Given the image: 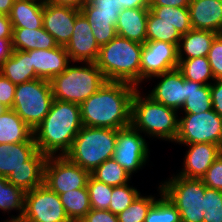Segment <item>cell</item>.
<instances>
[{
  "label": "cell",
  "instance_id": "cell-12",
  "mask_svg": "<svg viewBox=\"0 0 222 222\" xmlns=\"http://www.w3.org/2000/svg\"><path fill=\"white\" fill-rule=\"evenodd\" d=\"M132 125L117 129L116 148L113 158L133 177L149 162V143L145 136Z\"/></svg>",
  "mask_w": 222,
  "mask_h": 222
},
{
  "label": "cell",
  "instance_id": "cell-3",
  "mask_svg": "<svg viewBox=\"0 0 222 222\" xmlns=\"http://www.w3.org/2000/svg\"><path fill=\"white\" fill-rule=\"evenodd\" d=\"M140 89H136L132 98L131 125L146 138L175 142L179 112L142 94Z\"/></svg>",
  "mask_w": 222,
  "mask_h": 222
},
{
  "label": "cell",
  "instance_id": "cell-31",
  "mask_svg": "<svg viewBox=\"0 0 222 222\" xmlns=\"http://www.w3.org/2000/svg\"><path fill=\"white\" fill-rule=\"evenodd\" d=\"M59 197L71 222H80L91 210L87 187L69 190Z\"/></svg>",
  "mask_w": 222,
  "mask_h": 222
},
{
  "label": "cell",
  "instance_id": "cell-6",
  "mask_svg": "<svg viewBox=\"0 0 222 222\" xmlns=\"http://www.w3.org/2000/svg\"><path fill=\"white\" fill-rule=\"evenodd\" d=\"M116 139L117 129L83 126L65 156L92 172L104 161L113 158Z\"/></svg>",
  "mask_w": 222,
  "mask_h": 222
},
{
  "label": "cell",
  "instance_id": "cell-19",
  "mask_svg": "<svg viewBox=\"0 0 222 222\" xmlns=\"http://www.w3.org/2000/svg\"><path fill=\"white\" fill-rule=\"evenodd\" d=\"M31 58V67L39 79L50 81L61 74L71 64L65 46L58 45L53 49L27 51Z\"/></svg>",
  "mask_w": 222,
  "mask_h": 222
},
{
  "label": "cell",
  "instance_id": "cell-24",
  "mask_svg": "<svg viewBox=\"0 0 222 222\" xmlns=\"http://www.w3.org/2000/svg\"><path fill=\"white\" fill-rule=\"evenodd\" d=\"M218 35L216 32L191 29L180 38L178 59L186 60L197 57H207L211 45Z\"/></svg>",
  "mask_w": 222,
  "mask_h": 222
},
{
  "label": "cell",
  "instance_id": "cell-47",
  "mask_svg": "<svg viewBox=\"0 0 222 222\" xmlns=\"http://www.w3.org/2000/svg\"><path fill=\"white\" fill-rule=\"evenodd\" d=\"M191 0H149V6L188 7Z\"/></svg>",
  "mask_w": 222,
  "mask_h": 222
},
{
  "label": "cell",
  "instance_id": "cell-23",
  "mask_svg": "<svg viewBox=\"0 0 222 222\" xmlns=\"http://www.w3.org/2000/svg\"><path fill=\"white\" fill-rule=\"evenodd\" d=\"M37 150L35 142L0 144V177L7 178L13 170L28 167V159Z\"/></svg>",
  "mask_w": 222,
  "mask_h": 222
},
{
  "label": "cell",
  "instance_id": "cell-17",
  "mask_svg": "<svg viewBox=\"0 0 222 222\" xmlns=\"http://www.w3.org/2000/svg\"><path fill=\"white\" fill-rule=\"evenodd\" d=\"M79 13V9L44 2L43 28L54 37L58 45L66 46Z\"/></svg>",
  "mask_w": 222,
  "mask_h": 222
},
{
  "label": "cell",
  "instance_id": "cell-32",
  "mask_svg": "<svg viewBox=\"0 0 222 222\" xmlns=\"http://www.w3.org/2000/svg\"><path fill=\"white\" fill-rule=\"evenodd\" d=\"M177 69L185 79L203 85H211L215 81L207 57L179 60Z\"/></svg>",
  "mask_w": 222,
  "mask_h": 222
},
{
  "label": "cell",
  "instance_id": "cell-21",
  "mask_svg": "<svg viewBox=\"0 0 222 222\" xmlns=\"http://www.w3.org/2000/svg\"><path fill=\"white\" fill-rule=\"evenodd\" d=\"M149 7L122 9L116 22L118 36L144 44Z\"/></svg>",
  "mask_w": 222,
  "mask_h": 222
},
{
  "label": "cell",
  "instance_id": "cell-27",
  "mask_svg": "<svg viewBox=\"0 0 222 222\" xmlns=\"http://www.w3.org/2000/svg\"><path fill=\"white\" fill-rule=\"evenodd\" d=\"M35 142L33 130L17 115L13 109L0 115V144Z\"/></svg>",
  "mask_w": 222,
  "mask_h": 222
},
{
  "label": "cell",
  "instance_id": "cell-48",
  "mask_svg": "<svg viewBox=\"0 0 222 222\" xmlns=\"http://www.w3.org/2000/svg\"><path fill=\"white\" fill-rule=\"evenodd\" d=\"M13 28L9 16L0 14V39L12 38Z\"/></svg>",
  "mask_w": 222,
  "mask_h": 222
},
{
  "label": "cell",
  "instance_id": "cell-42",
  "mask_svg": "<svg viewBox=\"0 0 222 222\" xmlns=\"http://www.w3.org/2000/svg\"><path fill=\"white\" fill-rule=\"evenodd\" d=\"M201 179L208 188L222 191V153Z\"/></svg>",
  "mask_w": 222,
  "mask_h": 222
},
{
  "label": "cell",
  "instance_id": "cell-30",
  "mask_svg": "<svg viewBox=\"0 0 222 222\" xmlns=\"http://www.w3.org/2000/svg\"><path fill=\"white\" fill-rule=\"evenodd\" d=\"M211 109H213V104L210 85L186 79V101L179 111V115L182 113L200 114Z\"/></svg>",
  "mask_w": 222,
  "mask_h": 222
},
{
  "label": "cell",
  "instance_id": "cell-39",
  "mask_svg": "<svg viewBox=\"0 0 222 222\" xmlns=\"http://www.w3.org/2000/svg\"><path fill=\"white\" fill-rule=\"evenodd\" d=\"M91 209L108 210L111 201L112 186L94 179L91 175L87 181Z\"/></svg>",
  "mask_w": 222,
  "mask_h": 222
},
{
  "label": "cell",
  "instance_id": "cell-29",
  "mask_svg": "<svg viewBox=\"0 0 222 222\" xmlns=\"http://www.w3.org/2000/svg\"><path fill=\"white\" fill-rule=\"evenodd\" d=\"M25 193L23 189L8 182L7 178L0 177V210L8 215L12 211L18 212V215H11L10 219L3 220V222H19L21 220L24 212Z\"/></svg>",
  "mask_w": 222,
  "mask_h": 222
},
{
  "label": "cell",
  "instance_id": "cell-53",
  "mask_svg": "<svg viewBox=\"0 0 222 222\" xmlns=\"http://www.w3.org/2000/svg\"><path fill=\"white\" fill-rule=\"evenodd\" d=\"M7 110H9V108H7L5 105L0 103V115H2L5 112H7Z\"/></svg>",
  "mask_w": 222,
  "mask_h": 222
},
{
  "label": "cell",
  "instance_id": "cell-40",
  "mask_svg": "<svg viewBox=\"0 0 222 222\" xmlns=\"http://www.w3.org/2000/svg\"><path fill=\"white\" fill-rule=\"evenodd\" d=\"M203 211V222H222V191L205 188Z\"/></svg>",
  "mask_w": 222,
  "mask_h": 222
},
{
  "label": "cell",
  "instance_id": "cell-34",
  "mask_svg": "<svg viewBox=\"0 0 222 222\" xmlns=\"http://www.w3.org/2000/svg\"><path fill=\"white\" fill-rule=\"evenodd\" d=\"M90 175L107 185L120 186L131 183L132 176L114 159L110 158L96 167Z\"/></svg>",
  "mask_w": 222,
  "mask_h": 222
},
{
  "label": "cell",
  "instance_id": "cell-14",
  "mask_svg": "<svg viewBox=\"0 0 222 222\" xmlns=\"http://www.w3.org/2000/svg\"><path fill=\"white\" fill-rule=\"evenodd\" d=\"M158 81L152 90L146 93L154 101L166 107L173 108L178 112L186 101V79L178 69H174L154 76L148 81Z\"/></svg>",
  "mask_w": 222,
  "mask_h": 222
},
{
  "label": "cell",
  "instance_id": "cell-11",
  "mask_svg": "<svg viewBox=\"0 0 222 222\" xmlns=\"http://www.w3.org/2000/svg\"><path fill=\"white\" fill-rule=\"evenodd\" d=\"M89 176L88 170L72 162L65 155L49 156L44 166L43 184L59 195L86 187Z\"/></svg>",
  "mask_w": 222,
  "mask_h": 222
},
{
  "label": "cell",
  "instance_id": "cell-18",
  "mask_svg": "<svg viewBox=\"0 0 222 222\" xmlns=\"http://www.w3.org/2000/svg\"><path fill=\"white\" fill-rule=\"evenodd\" d=\"M187 146L183 165L176 175L186 178L201 179L212 163L222 153L219 145L212 143L183 144ZM186 145V146H185Z\"/></svg>",
  "mask_w": 222,
  "mask_h": 222
},
{
  "label": "cell",
  "instance_id": "cell-46",
  "mask_svg": "<svg viewBox=\"0 0 222 222\" xmlns=\"http://www.w3.org/2000/svg\"><path fill=\"white\" fill-rule=\"evenodd\" d=\"M12 38L0 39V67L13 54Z\"/></svg>",
  "mask_w": 222,
  "mask_h": 222
},
{
  "label": "cell",
  "instance_id": "cell-45",
  "mask_svg": "<svg viewBox=\"0 0 222 222\" xmlns=\"http://www.w3.org/2000/svg\"><path fill=\"white\" fill-rule=\"evenodd\" d=\"M213 110L222 117V80H215L210 85Z\"/></svg>",
  "mask_w": 222,
  "mask_h": 222
},
{
  "label": "cell",
  "instance_id": "cell-36",
  "mask_svg": "<svg viewBox=\"0 0 222 222\" xmlns=\"http://www.w3.org/2000/svg\"><path fill=\"white\" fill-rule=\"evenodd\" d=\"M159 198L150 207L145 222H181L180 213L175 205L166 197L158 184Z\"/></svg>",
  "mask_w": 222,
  "mask_h": 222
},
{
  "label": "cell",
  "instance_id": "cell-4",
  "mask_svg": "<svg viewBox=\"0 0 222 222\" xmlns=\"http://www.w3.org/2000/svg\"><path fill=\"white\" fill-rule=\"evenodd\" d=\"M143 44L116 35L100 47L96 61L107 81L127 82L140 88Z\"/></svg>",
  "mask_w": 222,
  "mask_h": 222
},
{
  "label": "cell",
  "instance_id": "cell-2",
  "mask_svg": "<svg viewBox=\"0 0 222 222\" xmlns=\"http://www.w3.org/2000/svg\"><path fill=\"white\" fill-rule=\"evenodd\" d=\"M83 127L80 104L54 99L48 114L33 131L37 149L49 156H64Z\"/></svg>",
  "mask_w": 222,
  "mask_h": 222
},
{
  "label": "cell",
  "instance_id": "cell-16",
  "mask_svg": "<svg viewBox=\"0 0 222 222\" xmlns=\"http://www.w3.org/2000/svg\"><path fill=\"white\" fill-rule=\"evenodd\" d=\"M122 8L92 5L85 2L80 12L88 20L99 47L111 41L116 35V22Z\"/></svg>",
  "mask_w": 222,
  "mask_h": 222
},
{
  "label": "cell",
  "instance_id": "cell-52",
  "mask_svg": "<svg viewBox=\"0 0 222 222\" xmlns=\"http://www.w3.org/2000/svg\"><path fill=\"white\" fill-rule=\"evenodd\" d=\"M92 5L108 6V7H118L121 8V5L116 3V0H91Z\"/></svg>",
  "mask_w": 222,
  "mask_h": 222
},
{
  "label": "cell",
  "instance_id": "cell-44",
  "mask_svg": "<svg viewBox=\"0 0 222 222\" xmlns=\"http://www.w3.org/2000/svg\"><path fill=\"white\" fill-rule=\"evenodd\" d=\"M80 222H118V217L109 210L91 209Z\"/></svg>",
  "mask_w": 222,
  "mask_h": 222
},
{
  "label": "cell",
  "instance_id": "cell-33",
  "mask_svg": "<svg viewBox=\"0 0 222 222\" xmlns=\"http://www.w3.org/2000/svg\"><path fill=\"white\" fill-rule=\"evenodd\" d=\"M181 34L170 23L162 21L150 9L147 16L146 41H164L179 45Z\"/></svg>",
  "mask_w": 222,
  "mask_h": 222
},
{
  "label": "cell",
  "instance_id": "cell-1",
  "mask_svg": "<svg viewBox=\"0 0 222 222\" xmlns=\"http://www.w3.org/2000/svg\"><path fill=\"white\" fill-rule=\"evenodd\" d=\"M138 87L107 81L80 104L83 126L122 129L131 125L132 98Z\"/></svg>",
  "mask_w": 222,
  "mask_h": 222
},
{
  "label": "cell",
  "instance_id": "cell-13",
  "mask_svg": "<svg viewBox=\"0 0 222 222\" xmlns=\"http://www.w3.org/2000/svg\"><path fill=\"white\" fill-rule=\"evenodd\" d=\"M178 63V45L164 41H146L141 51L140 87L144 88L141 85L154 76L177 69Z\"/></svg>",
  "mask_w": 222,
  "mask_h": 222
},
{
  "label": "cell",
  "instance_id": "cell-20",
  "mask_svg": "<svg viewBox=\"0 0 222 222\" xmlns=\"http://www.w3.org/2000/svg\"><path fill=\"white\" fill-rule=\"evenodd\" d=\"M188 8L192 29L222 34V0H191Z\"/></svg>",
  "mask_w": 222,
  "mask_h": 222
},
{
  "label": "cell",
  "instance_id": "cell-43",
  "mask_svg": "<svg viewBox=\"0 0 222 222\" xmlns=\"http://www.w3.org/2000/svg\"><path fill=\"white\" fill-rule=\"evenodd\" d=\"M16 84L0 73V103L12 109L15 98Z\"/></svg>",
  "mask_w": 222,
  "mask_h": 222
},
{
  "label": "cell",
  "instance_id": "cell-22",
  "mask_svg": "<svg viewBox=\"0 0 222 222\" xmlns=\"http://www.w3.org/2000/svg\"><path fill=\"white\" fill-rule=\"evenodd\" d=\"M46 159L47 156L37 150L28 159V167H20L13 170L7 177L8 182L23 189L25 192L42 185Z\"/></svg>",
  "mask_w": 222,
  "mask_h": 222
},
{
  "label": "cell",
  "instance_id": "cell-15",
  "mask_svg": "<svg viewBox=\"0 0 222 222\" xmlns=\"http://www.w3.org/2000/svg\"><path fill=\"white\" fill-rule=\"evenodd\" d=\"M65 49L72 62L96 63L100 47L96 43L86 17L80 12L75 19L73 34Z\"/></svg>",
  "mask_w": 222,
  "mask_h": 222
},
{
  "label": "cell",
  "instance_id": "cell-41",
  "mask_svg": "<svg viewBox=\"0 0 222 222\" xmlns=\"http://www.w3.org/2000/svg\"><path fill=\"white\" fill-rule=\"evenodd\" d=\"M207 59L215 80H222V34L214 39Z\"/></svg>",
  "mask_w": 222,
  "mask_h": 222
},
{
  "label": "cell",
  "instance_id": "cell-26",
  "mask_svg": "<svg viewBox=\"0 0 222 222\" xmlns=\"http://www.w3.org/2000/svg\"><path fill=\"white\" fill-rule=\"evenodd\" d=\"M12 43L14 50H44L58 46L54 37L43 27L37 29L13 28Z\"/></svg>",
  "mask_w": 222,
  "mask_h": 222
},
{
  "label": "cell",
  "instance_id": "cell-9",
  "mask_svg": "<svg viewBox=\"0 0 222 222\" xmlns=\"http://www.w3.org/2000/svg\"><path fill=\"white\" fill-rule=\"evenodd\" d=\"M179 116L178 135L174 143H212L222 148V117L213 109L200 114Z\"/></svg>",
  "mask_w": 222,
  "mask_h": 222
},
{
  "label": "cell",
  "instance_id": "cell-51",
  "mask_svg": "<svg viewBox=\"0 0 222 222\" xmlns=\"http://www.w3.org/2000/svg\"><path fill=\"white\" fill-rule=\"evenodd\" d=\"M15 0H0V14L9 16Z\"/></svg>",
  "mask_w": 222,
  "mask_h": 222
},
{
  "label": "cell",
  "instance_id": "cell-10",
  "mask_svg": "<svg viewBox=\"0 0 222 222\" xmlns=\"http://www.w3.org/2000/svg\"><path fill=\"white\" fill-rule=\"evenodd\" d=\"M19 222H71L57 193L45 184L25 193L24 212Z\"/></svg>",
  "mask_w": 222,
  "mask_h": 222
},
{
  "label": "cell",
  "instance_id": "cell-50",
  "mask_svg": "<svg viewBox=\"0 0 222 222\" xmlns=\"http://www.w3.org/2000/svg\"><path fill=\"white\" fill-rule=\"evenodd\" d=\"M44 2L80 10L85 3V0H44Z\"/></svg>",
  "mask_w": 222,
  "mask_h": 222
},
{
  "label": "cell",
  "instance_id": "cell-35",
  "mask_svg": "<svg viewBox=\"0 0 222 222\" xmlns=\"http://www.w3.org/2000/svg\"><path fill=\"white\" fill-rule=\"evenodd\" d=\"M162 21L172 24L183 35L192 29L188 7L149 6Z\"/></svg>",
  "mask_w": 222,
  "mask_h": 222
},
{
  "label": "cell",
  "instance_id": "cell-25",
  "mask_svg": "<svg viewBox=\"0 0 222 222\" xmlns=\"http://www.w3.org/2000/svg\"><path fill=\"white\" fill-rule=\"evenodd\" d=\"M43 8L41 0H15L9 14L12 28L43 27Z\"/></svg>",
  "mask_w": 222,
  "mask_h": 222
},
{
  "label": "cell",
  "instance_id": "cell-38",
  "mask_svg": "<svg viewBox=\"0 0 222 222\" xmlns=\"http://www.w3.org/2000/svg\"><path fill=\"white\" fill-rule=\"evenodd\" d=\"M140 194L139 189L129 183L112 186L111 201L108 210L118 215L128 208Z\"/></svg>",
  "mask_w": 222,
  "mask_h": 222
},
{
  "label": "cell",
  "instance_id": "cell-37",
  "mask_svg": "<svg viewBox=\"0 0 222 222\" xmlns=\"http://www.w3.org/2000/svg\"><path fill=\"white\" fill-rule=\"evenodd\" d=\"M159 196L140 194L128 208L117 215L118 222H145L150 207Z\"/></svg>",
  "mask_w": 222,
  "mask_h": 222
},
{
  "label": "cell",
  "instance_id": "cell-28",
  "mask_svg": "<svg viewBox=\"0 0 222 222\" xmlns=\"http://www.w3.org/2000/svg\"><path fill=\"white\" fill-rule=\"evenodd\" d=\"M0 73L16 85L38 78L34 68L31 67L29 53L23 50H14L1 65Z\"/></svg>",
  "mask_w": 222,
  "mask_h": 222
},
{
  "label": "cell",
  "instance_id": "cell-8",
  "mask_svg": "<svg viewBox=\"0 0 222 222\" xmlns=\"http://www.w3.org/2000/svg\"><path fill=\"white\" fill-rule=\"evenodd\" d=\"M53 100L50 82L37 78L16 85L12 109L34 131L48 114Z\"/></svg>",
  "mask_w": 222,
  "mask_h": 222
},
{
  "label": "cell",
  "instance_id": "cell-49",
  "mask_svg": "<svg viewBox=\"0 0 222 222\" xmlns=\"http://www.w3.org/2000/svg\"><path fill=\"white\" fill-rule=\"evenodd\" d=\"M122 9L149 7V0H116Z\"/></svg>",
  "mask_w": 222,
  "mask_h": 222
},
{
  "label": "cell",
  "instance_id": "cell-7",
  "mask_svg": "<svg viewBox=\"0 0 222 222\" xmlns=\"http://www.w3.org/2000/svg\"><path fill=\"white\" fill-rule=\"evenodd\" d=\"M170 176L159 184L163 194L178 209L181 222H203L204 194L207 186L202 179L176 174Z\"/></svg>",
  "mask_w": 222,
  "mask_h": 222
},
{
  "label": "cell",
  "instance_id": "cell-5",
  "mask_svg": "<svg viewBox=\"0 0 222 222\" xmlns=\"http://www.w3.org/2000/svg\"><path fill=\"white\" fill-rule=\"evenodd\" d=\"M54 76L49 82L54 99L81 104L96 93L107 79L96 63L79 62Z\"/></svg>",
  "mask_w": 222,
  "mask_h": 222
}]
</instances>
